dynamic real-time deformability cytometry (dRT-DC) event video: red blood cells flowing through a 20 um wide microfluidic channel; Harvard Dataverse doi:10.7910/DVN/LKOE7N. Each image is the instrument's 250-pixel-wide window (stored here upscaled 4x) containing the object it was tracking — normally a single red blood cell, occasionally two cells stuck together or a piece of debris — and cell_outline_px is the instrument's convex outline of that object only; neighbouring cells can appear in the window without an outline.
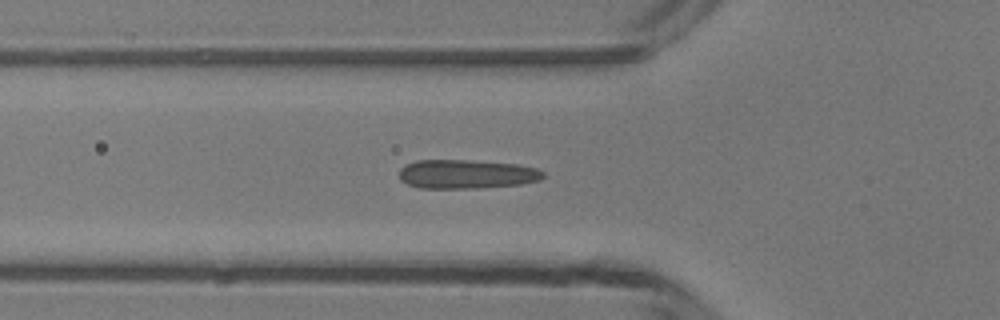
{"species": "common noctule bat (a hibernating species)", "species_latin": "Nyctalus noctula", "temperature_condition": "room temperature", "stored_images_in_passage": 31, "camera_frame_rate_fps": 3000, "um_per_image_px": 0.085, "animal": {"sex": "male", "body_mass_g": 13.3}, "frame": {"image": 1, "passage_image": 2, "time_ms": 0.333, "image_size_px": [1000, 320], "cell_outline_px": [[544, 176], [540, 180], [520, 184], [476, 188], [420, 188], [408, 184], [400, 180], [400, 168], [404, 164], [416, 160], [472, 160], [516, 164], [536, 168], [544, 172]], "centroid_in_image_um": [39.63, 14.79], "position_along_channel_um": 86.2, "area_um2": 24.39}}
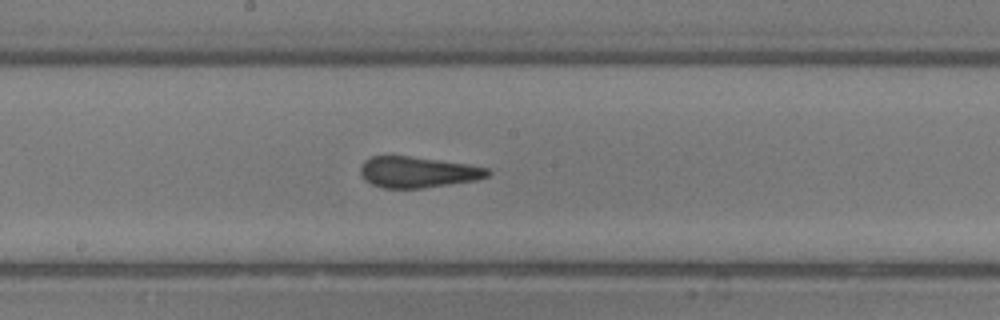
{"frame": {"image": 2, "passage_image": 11, "time_ms": 3.333, "image_size_px": [1000, 320], "cell_outline_px": [[492, 172], [488, 176], [476, 180], [420, 188], [384, 188], [372, 184], [364, 180], [360, 176], [360, 168], [364, 160], [372, 156], [408, 156], [468, 164], [488, 168]], "centroid_in_image_um": [35.48, 14.63], "position_along_channel_um": 212.7, "area_um2": 22.89}}
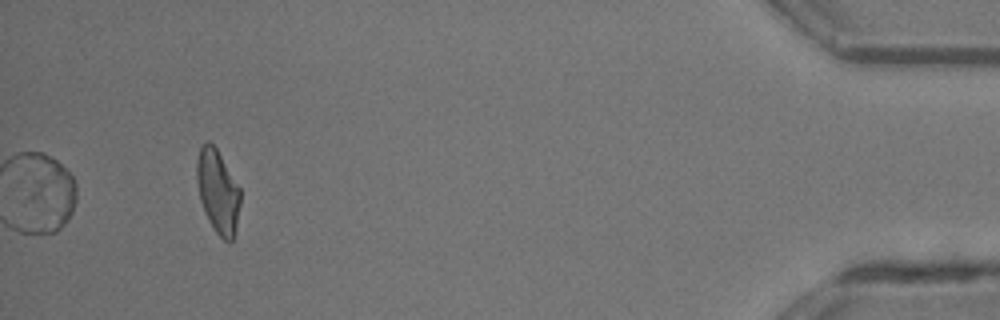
{"frame": {"image": 3, "passage_image": 31, "time_ms": 10.0, "image_size_px": [1000, 320], "cell_outline_px": [[240, 204], [236, 224], [232, 240], [228, 244], [216, 232], [208, 220], [204, 212], [200, 200], [196, 180], [196, 160], [200, 148], [208, 140], [216, 148], [240, 188]], "centroid_in_image_um": [18.49, 16.28], "position_along_channel_um": 416.7, "area_um2": 21.04}}